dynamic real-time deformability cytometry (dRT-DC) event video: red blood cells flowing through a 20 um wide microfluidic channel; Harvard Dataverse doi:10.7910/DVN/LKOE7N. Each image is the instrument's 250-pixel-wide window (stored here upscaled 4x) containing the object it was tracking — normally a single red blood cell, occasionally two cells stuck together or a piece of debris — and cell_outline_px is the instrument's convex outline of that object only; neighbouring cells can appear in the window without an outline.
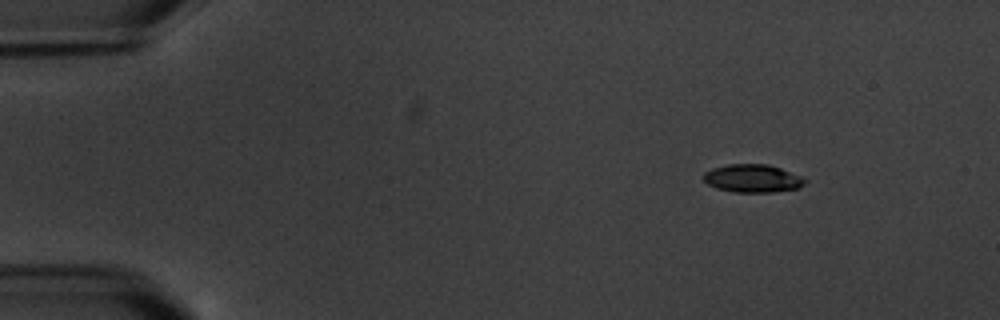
{"species": "common noctule bat (a hibernating species)", "species_latin": "Nyctalus noctula", "temperature_condition": "warm", "stored_images_in_passage": 5, "camera_frame_rate_fps": 3000, "um_per_image_px": 0.085, "animal": {"sex": "male", "body_mass_g": 20.1, "forearm_length_mm": 53.5}, "frame": {"image": 1, "passage_image": 2, "time_ms": 1.333, "image_size_px": [1000, 320], "cell_outline_px": [[808, 180], [800, 188], [772, 192], [736, 192], [716, 188], [708, 184], [704, 180], [704, 172], [712, 168], [728, 164], [768, 164], [804, 176]], "centroid_in_image_um": [64.02, 15.16], "position_along_channel_um": 21.0, "area_um2": 16.7}}